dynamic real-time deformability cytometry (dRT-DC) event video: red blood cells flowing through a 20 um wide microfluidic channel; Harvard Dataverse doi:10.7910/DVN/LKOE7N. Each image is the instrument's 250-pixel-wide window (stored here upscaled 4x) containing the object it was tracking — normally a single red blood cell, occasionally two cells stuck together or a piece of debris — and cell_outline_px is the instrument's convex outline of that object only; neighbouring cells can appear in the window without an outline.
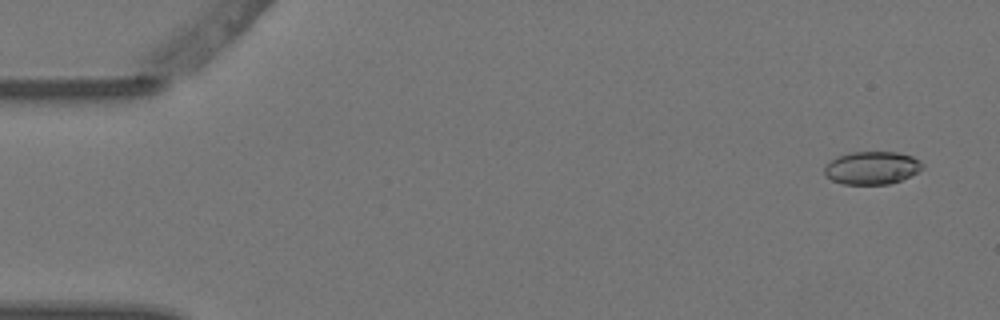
{"species": "Egyptian fruit bat (a non-hibernating species)", "species_latin": "Rousettus aegyptiacus", "temperature_condition": "warm", "stored_images_in_passage": 7, "camera_frame_rate_fps": 3000, "um_per_image_px": 0.085, "animal": {"sex": "female"}, "frame": {"image": 1, "passage_image": 1, "time_ms": 0.0, "image_size_px": [1000, 320], "cell_outline_px": [[924, 168], [900, 180], [888, 184], [844, 184], [832, 180], [824, 176], [824, 164], [836, 156], [852, 152], [896, 152], [912, 156], [920, 160], [924, 164]], "centroid_in_image_um": [74.07, 14.26], "position_along_channel_um": 10.9, "area_um2": 18.9}}
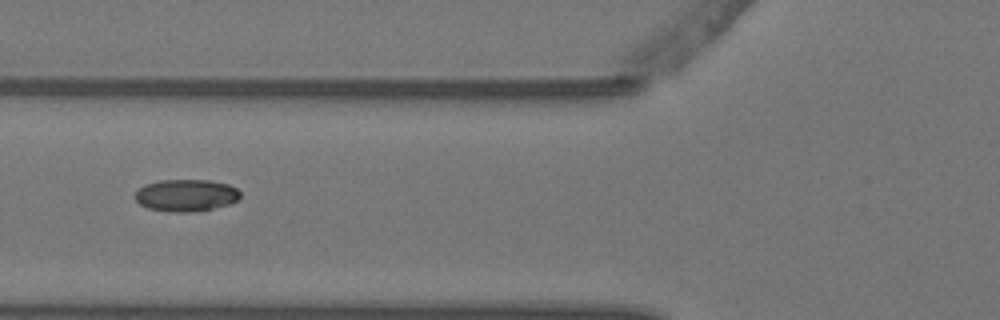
{"frame": {"image": 2, "passage_image": 6, "time_ms": 1.667, "image_size_px": [1000, 320], "cell_outline_px": [[240, 200], [228, 204], [212, 208], [188, 212], [168, 212], [148, 208], [140, 204], [136, 200], [136, 192], [144, 184], [160, 180], [208, 180], [228, 184], [236, 188], [240, 192]], "centroid_in_image_um": [15.82, 16.6], "position_along_channel_um": 110.0, "area_um2": 19.59}}
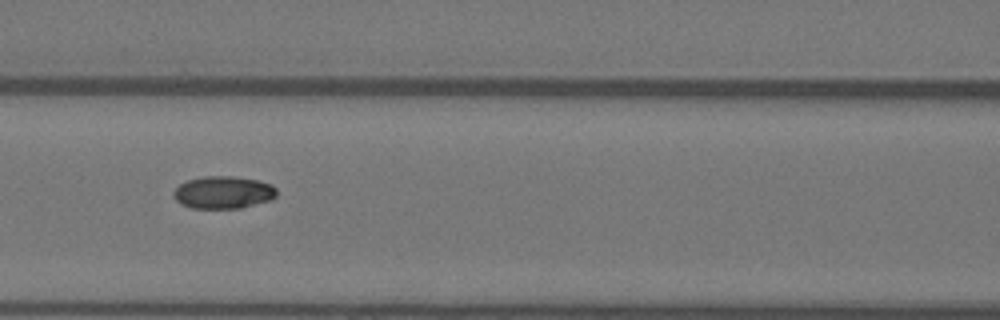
{"frame": {"image": 3, "passage_image": 7, "time_ms": 2.0, "image_size_px": [1000, 320], "cell_outline_px": [[276, 196], [272, 200], [240, 208], [192, 208], [180, 204], [176, 200], [172, 192], [180, 184], [188, 180], [204, 176], [232, 176], [256, 180], [272, 184], [276, 188]], "centroid_in_image_um": [18.98, 16.36], "position_along_channel_um": 147.6, "area_um2": 19.54}}